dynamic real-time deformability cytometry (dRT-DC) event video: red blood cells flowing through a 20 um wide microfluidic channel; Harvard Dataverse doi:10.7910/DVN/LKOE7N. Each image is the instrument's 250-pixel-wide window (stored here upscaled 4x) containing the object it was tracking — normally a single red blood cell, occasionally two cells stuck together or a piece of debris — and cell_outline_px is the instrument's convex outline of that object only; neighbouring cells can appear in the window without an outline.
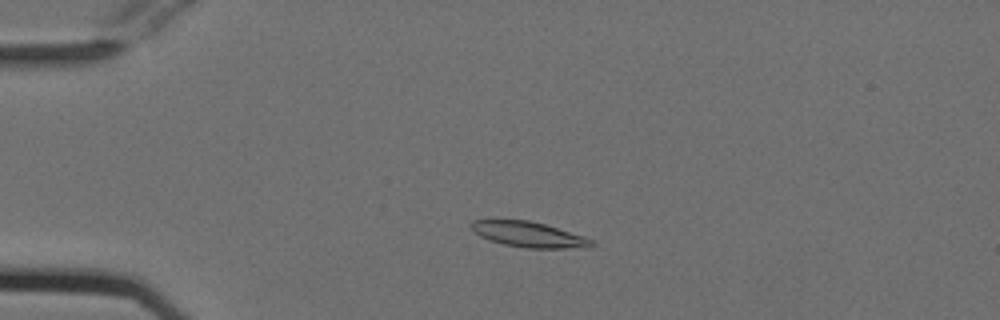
{"species": "Egyptian fruit bat (a non-hibernating species)", "species_latin": "Rousettus aegyptiacus", "temperature_condition": "cold", "stored_images_in_passage": 51, "camera_frame_rate_fps": 3000, "um_per_image_px": 0.085, "animal": {"sex": "female"}, "frame": {"image": 1, "passage_image": 10, "time_ms": 3.0, "image_size_px": [1000, 320], "cell_outline_px": [[596, 244], [564, 248], [528, 248], [504, 244], [488, 240], [480, 236], [468, 224], [472, 220], [528, 220], [544, 224], [584, 236], [592, 240]], "centroid_in_image_um": [44.87, 19.91], "position_along_channel_um": 40.1, "area_um2": 17.4}}
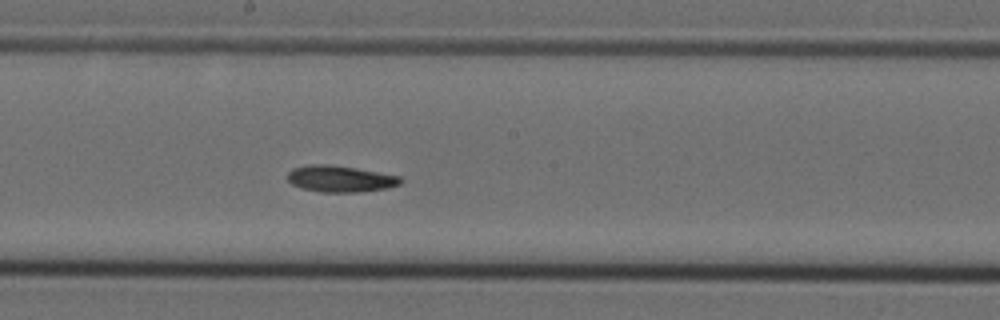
{"frame": {"image": 2, "passage_image": 27, "time_ms": 8.667, "image_size_px": [1000, 320], "cell_outline_px": [[404, 180], [400, 184], [388, 188], [360, 192], [320, 192], [304, 188], [292, 184], [288, 180], [288, 172], [292, 168], [308, 164], [328, 164], [356, 168], [400, 176]], "centroid_in_image_um": [28.94, 15.19], "position_along_channel_um": 219.3, "area_um2": 17.46}}
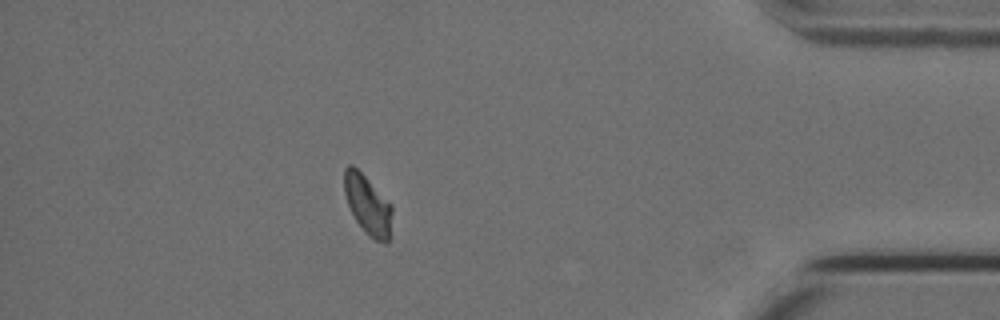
{"frame": {"image": 3, "passage_image": 45, "time_ms": 14.667, "image_size_px": [1000, 320], "cell_outline_px": [[392, 212], [388, 244], [384, 244], [368, 236], [364, 232], [356, 220], [348, 204], [344, 192], [344, 168], [348, 164], [352, 164], [392, 204]], "centroid_in_image_um": [31.26, 17.43], "position_along_channel_um": 403.9, "area_um2": 16.47}, "authors_computed_cell_mechanics": {"area_um2": 17.1666, "velocity_mm_per_s": 3.7509, "shape_relaxation_time_tau1_ms": 6.0748, "shape_relaxation_time_tau2_ms": 10.5048, "deformation_change_tau1": 0.1571, "deformation_change_tau2": 0.1244}}